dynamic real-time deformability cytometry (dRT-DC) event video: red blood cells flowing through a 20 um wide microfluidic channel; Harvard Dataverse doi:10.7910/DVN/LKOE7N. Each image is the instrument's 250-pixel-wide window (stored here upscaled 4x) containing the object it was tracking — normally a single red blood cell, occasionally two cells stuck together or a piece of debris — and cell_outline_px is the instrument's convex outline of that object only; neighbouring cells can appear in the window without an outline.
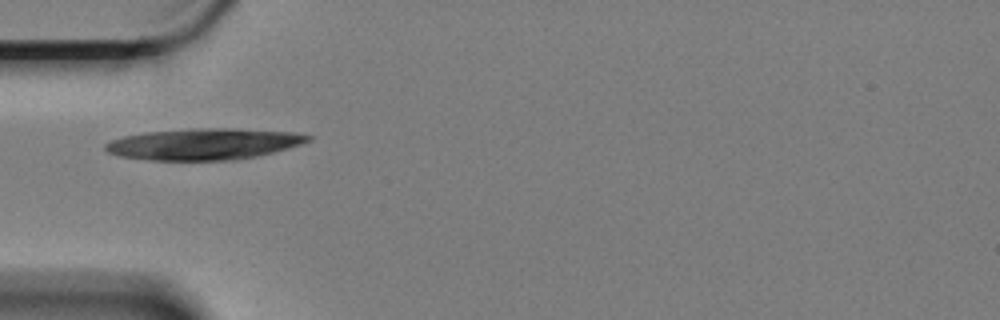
{"species": "Egyptian fruit bat (a non-hibernating species)", "species_latin": "Rousettus aegyptiacus", "temperature_condition": "cold", "stored_images_in_passage": 39, "camera_frame_rate_fps": 3000, "um_per_image_px": 0.085, "animal": {"sex": "female"}, "frame": {"image": 1, "passage_image": 1, "time_ms": 0.0, "image_size_px": [1000, 320], "cell_outline_px": [[312, 140], [288, 148], [256, 156], [236, 160], [148, 160], [120, 156], [108, 152], [104, 148], [104, 144], [112, 140], [124, 136], [148, 132], [188, 128], [236, 128], [292, 132], [312, 136]], "centroid_in_image_um": [17.32, 12.24], "position_along_channel_um": 67.7, "area_um2": 36.99}}
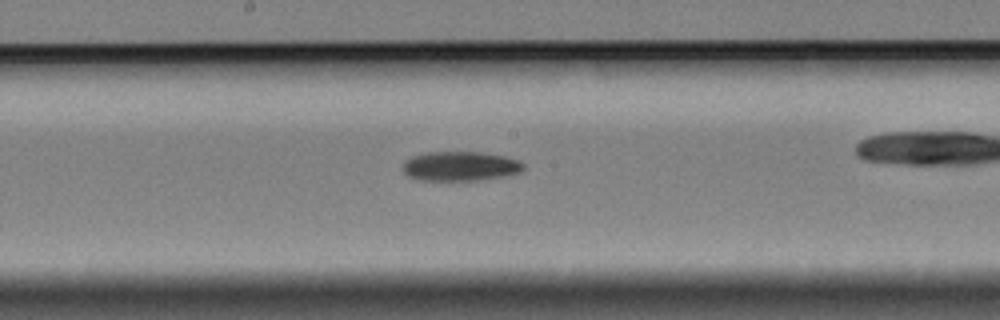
{"frame": {"image": 2, "passage_image": 10, "time_ms": 3.0, "image_size_px": [1000, 320], "cell_outline_px": [[524, 168], [520, 172], [504, 176], [480, 180], [420, 180], [408, 176], [404, 172], [404, 160], [412, 156], [424, 152], [480, 152], [504, 156], [520, 160], [524, 164]], "centroid_in_image_um": [39.13, 14.12], "position_along_channel_um": 209.1, "area_um2": 20.75}}
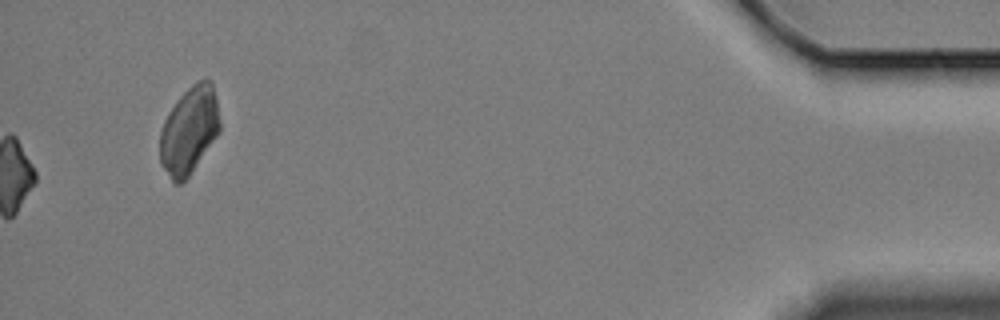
{"frame": {"image": 3, "passage_image": 39, "time_ms": 12.667, "image_size_px": [1000, 320], "cell_outline_px": [[220, 132], [188, 176], [180, 184], [176, 184], [172, 180], [160, 164], [160, 132], [164, 120], [168, 112], [176, 100], [196, 80], [212, 80], [216, 96], [220, 120]], "centroid_in_image_um": [16.08, 11.05], "position_along_channel_um": 419.1, "area_um2": 30.46}, "authors_computed_cell_mechanics": {"area_um2": 20.4034, "velocity_mm_per_s": 3.3619, "shape_relaxation_time_tau1_ms": 3.372, "shape_relaxation_time_tau2_ms": null, "deformation_change_tau1": 0.1076, "deformation_change_tau2": null}}